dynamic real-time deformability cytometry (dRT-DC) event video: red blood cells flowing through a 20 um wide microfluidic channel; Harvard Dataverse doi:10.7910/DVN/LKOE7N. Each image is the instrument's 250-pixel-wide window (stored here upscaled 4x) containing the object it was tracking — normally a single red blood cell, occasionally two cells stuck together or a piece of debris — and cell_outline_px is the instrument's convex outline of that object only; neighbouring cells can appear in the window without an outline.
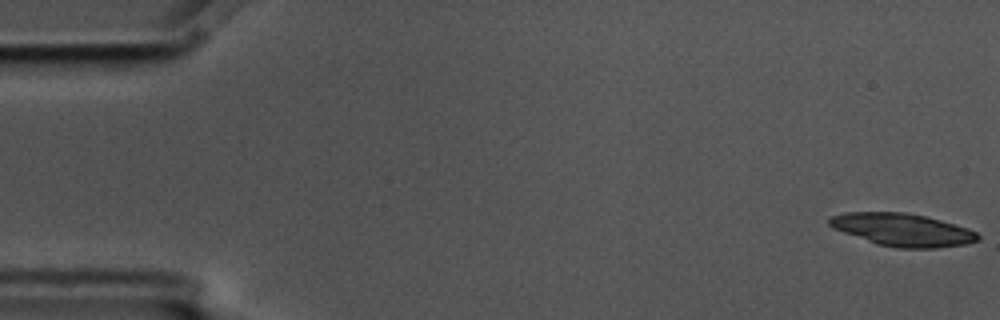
{"species": "common noctule bat (a hibernating species)", "species_latin": "Nyctalus noctula", "temperature_condition": "cold", "stored_images_in_passage": 8, "camera_frame_rate_fps": 3000, "um_per_image_px": 0.085, "animal": {"sex": "male", "body_mass_g": 17.5, "forearm_length_mm": 52.3}, "frame": {"image": 1, "passage_image": 1, "time_ms": 0.0, "image_size_px": [1000, 320], "cell_outline_px": [[980, 240], [964, 244], [936, 248], [896, 248], [876, 244], [832, 228], [828, 224], [828, 220], [832, 216], [844, 212], [904, 212], [924, 216], [940, 220], [968, 228], [976, 232], [980, 236]], "centroid_in_image_um": [76.7, 19.53], "position_along_channel_um": 8.3, "area_um2": 28.26}}
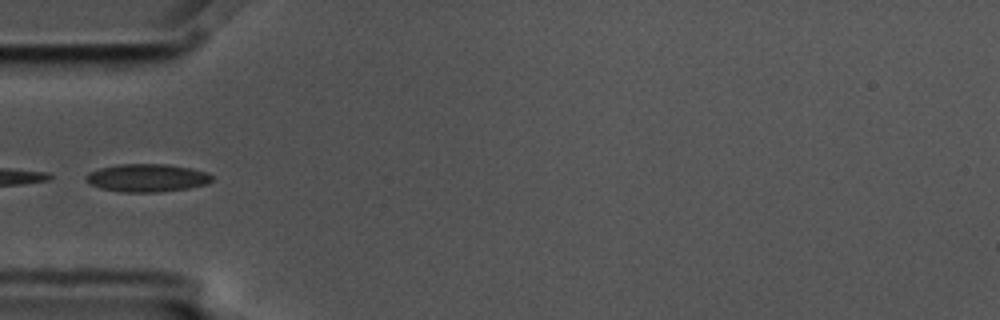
{"frame": {"image": 2, "passage_image": 6, "time_ms": 1.667, "image_size_px": [1000, 320], "cell_outline_px": [[212, 180], [208, 184], [188, 188], [160, 192], [120, 192], [100, 188], [84, 180], [84, 176], [88, 172], [100, 168], [120, 164], [168, 164], [192, 168], [208, 172], [212, 176]], "centroid_in_image_um": [12.5, 15.12], "position_along_channel_um": 72.5, "area_um2": 20.69}}